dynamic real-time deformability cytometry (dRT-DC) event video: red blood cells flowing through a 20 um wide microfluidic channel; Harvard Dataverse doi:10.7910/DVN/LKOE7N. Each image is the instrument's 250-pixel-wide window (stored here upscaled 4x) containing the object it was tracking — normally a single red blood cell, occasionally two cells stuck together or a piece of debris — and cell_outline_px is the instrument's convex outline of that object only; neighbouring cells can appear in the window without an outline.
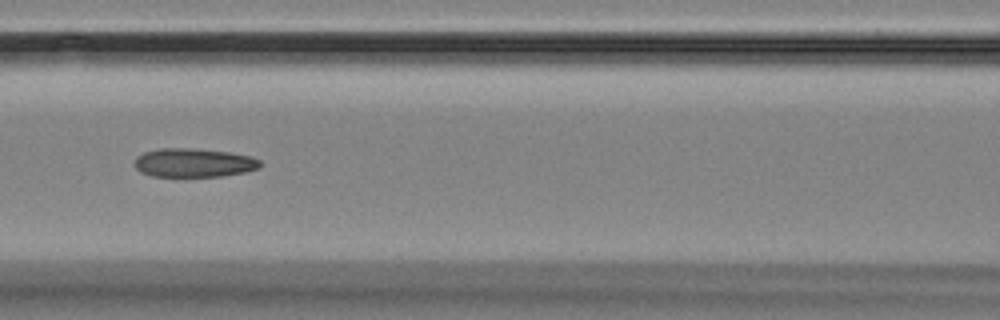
{"species": "Egyptian fruit bat (a non-hibernating species)", "species_latin": "Rousettus aegyptiacus", "temperature_condition": "room temperature", "stored_images_in_passage": 12, "camera_frame_rate_fps": 3000, "um_per_image_px": 0.085, "animal": {"sex": "female"}, "frame": {"image": 1, "passage_image": 3, "time_ms": 2.333, "image_size_px": [1000, 320], "cell_outline_px": [[260, 168], [244, 172], [220, 176], [152, 176], [140, 172], [132, 164], [136, 156], [144, 152], [160, 148], [188, 148], [228, 152], [248, 156], [260, 160]], "centroid_in_image_um": [16.4, 13.83], "position_along_channel_um": 150.2, "area_um2": 20.98}}
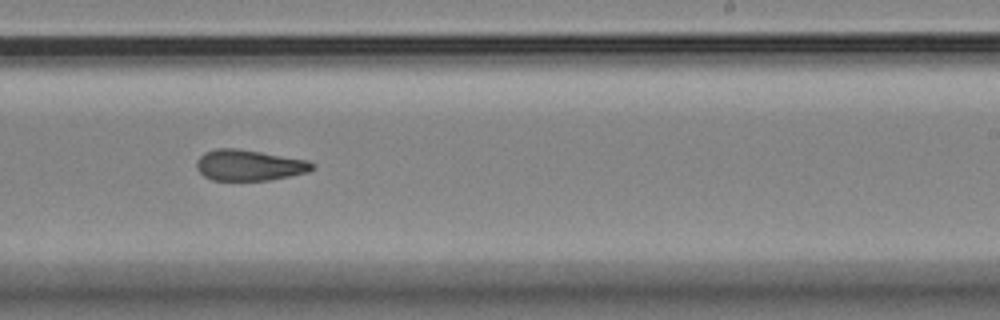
{"frame": {"image": 2, "passage_image": 6, "time_ms": 5.667, "image_size_px": [1000, 320], "cell_outline_px": [[316, 164], [308, 172], [268, 180], [212, 180], [204, 176], [196, 168], [196, 160], [204, 152], [216, 148], [236, 148], [308, 160]], "centroid_in_image_um": [21.14, 14.04], "position_along_channel_um": 267.9, "area_um2": 20.75}}
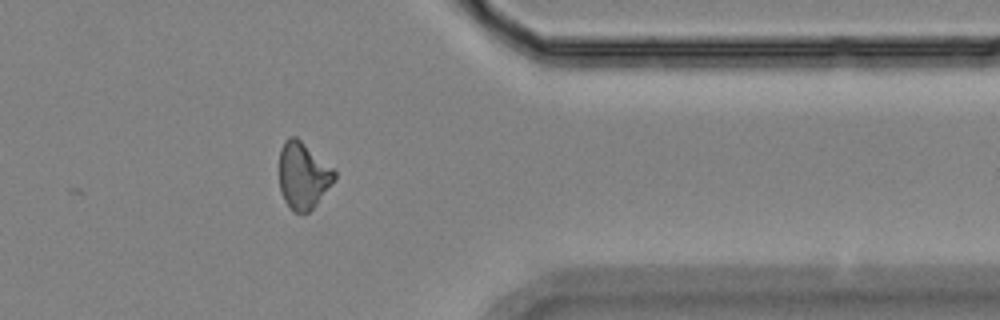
{"frame": {"image": 3, "passage_image": 9, "time_ms": 9.333, "image_size_px": [1000, 320], "cell_outline_px": [[336, 180], [316, 204], [308, 212], [292, 212], [284, 200], [280, 192], [280, 148], [284, 140], [288, 136], [296, 136], [332, 168], [336, 172]], "centroid_in_image_um": [25.75, 14.92], "position_along_channel_um": 385.6, "area_um2": 21.39}, "authors_computed_cell_mechanics": {"area_um2": 21.1837, "velocity_mm_per_s": 3.5394, "shape_relaxation_time_tau1_ms": 5.9438, "shape_relaxation_time_tau2_ms": 3.4552, "deformation_change_tau1": 0.1252, "deformation_change_tau2": 0.1008}}